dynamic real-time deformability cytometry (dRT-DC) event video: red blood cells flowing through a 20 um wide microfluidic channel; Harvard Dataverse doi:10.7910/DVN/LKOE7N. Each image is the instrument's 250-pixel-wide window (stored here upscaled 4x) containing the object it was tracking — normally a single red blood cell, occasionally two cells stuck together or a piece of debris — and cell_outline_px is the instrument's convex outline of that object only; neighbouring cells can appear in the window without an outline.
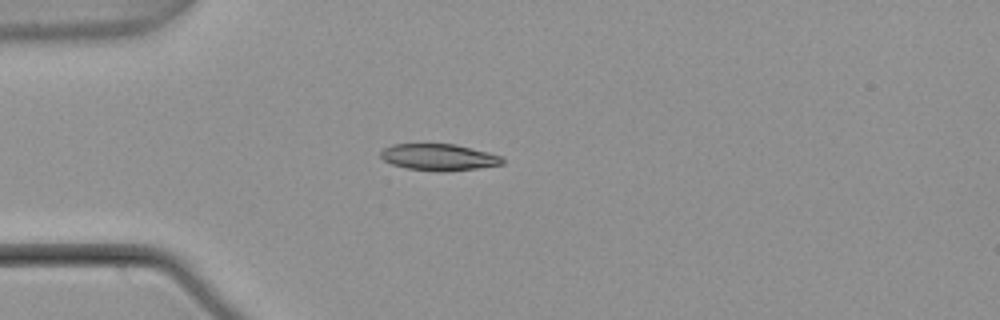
{"species": "common noctule bat (a hibernating species)", "species_latin": "Nyctalus noctula", "temperature_condition": "warm", "stored_images_in_passage": 6, "camera_frame_rate_fps": 3000, "um_per_image_px": 0.085, "animal": {"sex": "male", "body_mass_g": 21.5, "forearm_length_mm": 52.0}, "frame": {"image": 1, "passage_image": 4, "time_ms": 1.0, "image_size_px": [1000, 320], "cell_outline_px": [[504, 164], [448, 172], [440, 172], [408, 168], [392, 164], [384, 160], [380, 156], [380, 152], [384, 148], [392, 144], [456, 144], [488, 152], [500, 156], [504, 160]], "centroid_in_image_um": [37.3, 13.36], "position_along_channel_um": 47.7, "area_um2": 18.84}}
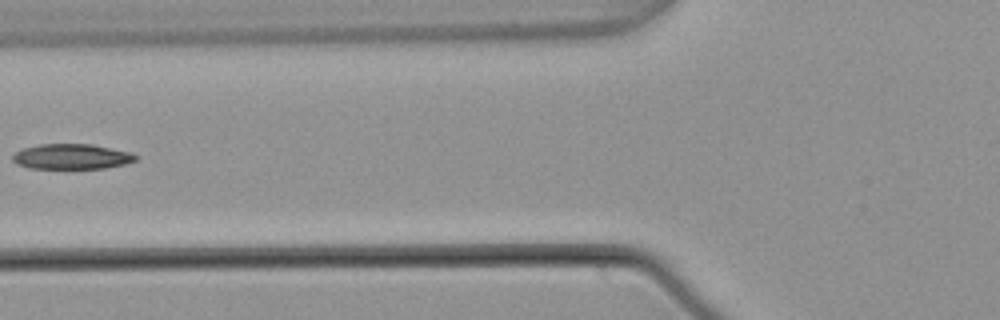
{"frame": {"image": 2, "passage_image": 6, "time_ms": 1.667, "image_size_px": [1000, 320], "cell_outline_px": [[140, 156], [136, 160], [124, 164], [104, 168], [28, 168], [16, 164], [12, 160], [12, 156], [20, 148], [40, 144], [92, 144], [132, 152]], "centroid_in_image_um": [6.09, 13.3], "position_along_channel_um": 119.7, "area_um2": 18.26}}